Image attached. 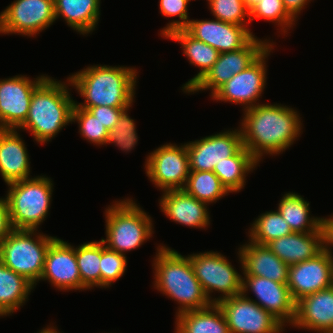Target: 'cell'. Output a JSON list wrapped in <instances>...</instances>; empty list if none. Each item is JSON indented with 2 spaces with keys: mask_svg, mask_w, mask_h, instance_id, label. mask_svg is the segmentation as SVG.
Masks as SVG:
<instances>
[{
  "mask_svg": "<svg viewBox=\"0 0 333 333\" xmlns=\"http://www.w3.org/2000/svg\"><path fill=\"white\" fill-rule=\"evenodd\" d=\"M261 0H243L246 8L250 10L253 6H255Z\"/></svg>",
  "mask_w": 333,
  "mask_h": 333,
  "instance_id": "ee69618b",
  "label": "cell"
},
{
  "mask_svg": "<svg viewBox=\"0 0 333 333\" xmlns=\"http://www.w3.org/2000/svg\"><path fill=\"white\" fill-rule=\"evenodd\" d=\"M56 238L36 230L13 229L0 242V261L36 286L43 273L47 250Z\"/></svg>",
  "mask_w": 333,
  "mask_h": 333,
  "instance_id": "52a82bcc",
  "label": "cell"
},
{
  "mask_svg": "<svg viewBox=\"0 0 333 333\" xmlns=\"http://www.w3.org/2000/svg\"><path fill=\"white\" fill-rule=\"evenodd\" d=\"M75 121L79 124V132L83 138L98 146L106 144L108 130L87 109L79 108L74 104L72 122Z\"/></svg>",
  "mask_w": 333,
  "mask_h": 333,
  "instance_id": "e575fe53",
  "label": "cell"
},
{
  "mask_svg": "<svg viewBox=\"0 0 333 333\" xmlns=\"http://www.w3.org/2000/svg\"><path fill=\"white\" fill-rule=\"evenodd\" d=\"M157 250L153 260L154 287L179 303L176 316L210 306L212 302L194 275L190 258L166 246H158Z\"/></svg>",
  "mask_w": 333,
  "mask_h": 333,
  "instance_id": "3957f363",
  "label": "cell"
},
{
  "mask_svg": "<svg viewBox=\"0 0 333 333\" xmlns=\"http://www.w3.org/2000/svg\"><path fill=\"white\" fill-rule=\"evenodd\" d=\"M267 247L289 266L306 261L324 250L322 228L308 233L292 232L269 242Z\"/></svg>",
  "mask_w": 333,
  "mask_h": 333,
  "instance_id": "cb8c5ba5",
  "label": "cell"
},
{
  "mask_svg": "<svg viewBox=\"0 0 333 333\" xmlns=\"http://www.w3.org/2000/svg\"><path fill=\"white\" fill-rule=\"evenodd\" d=\"M273 50V44L248 68L235 74L211 97L217 101L242 104L244 110L254 107L262 96L266 84V58Z\"/></svg>",
  "mask_w": 333,
  "mask_h": 333,
  "instance_id": "4fadbf2b",
  "label": "cell"
},
{
  "mask_svg": "<svg viewBox=\"0 0 333 333\" xmlns=\"http://www.w3.org/2000/svg\"><path fill=\"white\" fill-rule=\"evenodd\" d=\"M184 190L208 205L230 193L213 171H190Z\"/></svg>",
  "mask_w": 333,
  "mask_h": 333,
  "instance_id": "1f68e13d",
  "label": "cell"
},
{
  "mask_svg": "<svg viewBox=\"0 0 333 333\" xmlns=\"http://www.w3.org/2000/svg\"><path fill=\"white\" fill-rule=\"evenodd\" d=\"M244 275H255L287 284L289 265L280 260L267 245L249 243L238 249Z\"/></svg>",
  "mask_w": 333,
  "mask_h": 333,
  "instance_id": "7402d4cb",
  "label": "cell"
},
{
  "mask_svg": "<svg viewBox=\"0 0 333 333\" xmlns=\"http://www.w3.org/2000/svg\"><path fill=\"white\" fill-rule=\"evenodd\" d=\"M84 98L79 108L95 106L131 107L135 95L137 70L124 66L93 65L67 78Z\"/></svg>",
  "mask_w": 333,
  "mask_h": 333,
  "instance_id": "7a4b0ae2",
  "label": "cell"
},
{
  "mask_svg": "<svg viewBox=\"0 0 333 333\" xmlns=\"http://www.w3.org/2000/svg\"><path fill=\"white\" fill-rule=\"evenodd\" d=\"M40 280H48L58 290H81L76 248L56 238L47 250Z\"/></svg>",
  "mask_w": 333,
  "mask_h": 333,
  "instance_id": "d6986e66",
  "label": "cell"
},
{
  "mask_svg": "<svg viewBox=\"0 0 333 333\" xmlns=\"http://www.w3.org/2000/svg\"><path fill=\"white\" fill-rule=\"evenodd\" d=\"M106 239L104 245L118 253L131 251L152 237L153 223L150 215L132 199L115 201L105 211Z\"/></svg>",
  "mask_w": 333,
  "mask_h": 333,
  "instance_id": "8992f818",
  "label": "cell"
},
{
  "mask_svg": "<svg viewBox=\"0 0 333 333\" xmlns=\"http://www.w3.org/2000/svg\"><path fill=\"white\" fill-rule=\"evenodd\" d=\"M321 228L323 233L324 250L333 257L329 247L330 245L333 246V216H330L329 218L322 217Z\"/></svg>",
  "mask_w": 333,
  "mask_h": 333,
  "instance_id": "b9f144b4",
  "label": "cell"
},
{
  "mask_svg": "<svg viewBox=\"0 0 333 333\" xmlns=\"http://www.w3.org/2000/svg\"><path fill=\"white\" fill-rule=\"evenodd\" d=\"M248 288L254 292L258 300H253V302L271 313L283 325L293 323L296 303L291 297L287 284L255 275H244L242 277V293H248Z\"/></svg>",
  "mask_w": 333,
  "mask_h": 333,
  "instance_id": "e0dca14e",
  "label": "cell"
},
{
  "mask_svg": "<svg viewBox=\"0 0 333 333\" xmlns=\"http://www.w3.org/2000/svg\"><path fill=\"white\" fill-rule=\"evenodd\" d=\"M301 195L293 192L286 193L278 205V211L288 223L292 232L308 233L317 231L321 227V219L310 218V207Z\"/></svg>",
  "mask_w": 333,
  "mask_h": 333,
  "instance_id": "f546056e",
  "label": "cell"
},
{
  "mask_svg": "<svg viewBox=\"0 0 333 333\" xmlns=\"http://www.w3.org/2000/svg\"><path fill=\"white\" fill-rule=\"evenodd\" d=\"M10 223L16 230H38L48 215L53 182L43 176L7 184Z\"/></svg>",
  "mask_w": 333,
  "mask_h": 333,
  "instance_id": "5b68a950",
  "label": "cell"
},
{
  "mask_svg": "<svg viewBox=\"0 0 333 333\" xmlns=\"http://www.w3.org/2000/svg\"><path fill=\"white\" fill-rule=\"evenodd\" d=\"M209 9L214 18L225 23H231L240 26H246L249 20V10L246 8L243 0H207ZM248 20H245L246 18ZM246 22V23H245Z\"/></svg>",
  "mask_w": 333,
  "mask_h": 333,
  "instance_id": "d590c367",
  "label": "cell"
},
{
  "mask_svg": "<svg viewBox=\"0 0 333 333\" xmlns=\"http://www.w3.org/2000/svg\"><path fill=\"white\" fill-rule=\"evenodd\" d=\"M254 18L278 23V27L280 26L284 33H287L293 24L295 25V21L285 10L282 0H261L249 10V20L253 21Z\"/></svg>",
  "mask_w": 333,
  "mask_h": 333,
  "instance_id": "836d02e7",
  "label": "cell"
},
{
  "mask_svg": "<svg viewBox=\"0 0 333 333\" xmlns=\"http://www.w3.org/2000/svg\"><path fill=\"white\" fill-rule=\"evenodd\" d=\"M333 285V257L323 250L316 257L289 266L287 286L296 303Z\"/></svg>",
  "mask_w": 333,
  "mask_h": 333,
  "instance_id": "2e32d148",
  "label": "cell"
},
{
  "mask_svg": "<svg viewBox=\"0 0 333 333\" xmlns=\"http://www.w3.org/2000/svg\"><path fill=\"white\" fill-rule=\"evenodd\" d=\"M129 108L130 107L95 106L90 107L88 111L92 113L108 131H110L116 125L121 114Z\"/></svg>",
  "mask_w": 333,
  "mask_h": 333,
  "instance_id": "ab89813d",
  "label": "cell"
},
{
  "mask_svg": "<svg viewBox=\"0 0 333 333\" xmlns=\"http://www.w3.org/2000/svg\"><path fill=\"white\" fill-rule=\"evenodd\" d=\"M76 260L81 276V289L101 287V240L86 242L76 247Z\"/></svg>",
  "mask_w": 333,
  "mask_h": 333,
  "instance_id": "4dcf8cb0",
  "label": "cell"
},
{
  "mask_svg": "<svg viewBox=\"0 0 333 333\" xmlns=\"http://www.w3.org/2000/svg\"><path fill=\"white\" fill-rule=\"evenodd\" d=\"M55 328L56 327H54V326H49L45 329L40 330L39 333H60V332H57V330Z\"/></svg>",
  "mask_w": 333,
  "mask_h": 333,
  "instance_id": "f6af8a7d",
  "label": "cell"
},
{
  "mask_svg": "<svg viewBox=\"0 0 333 333\" xmlns=\"http://www.w3.org/2000/svg\"><path fill=\"white\" fill-rule=\"evenodd\" d=\"M185 30L219 53L236 51L245 47L255 36L245 26L221 20H190Z\"/></svg>",
  "mask_w": 333,
  "mask_h": 333,
  "instance_id": "ac0fdd59",
  "label": "cell"
},
{
  "mask_svg": "<svg viewBox=\"0 0 333 333\" xmlns=\"http://www.w3.org/2000/svg\"><path fill=\"white\" fill-rule=\"evenodd\" d=\"M46 77L32 80L16 75L0 80V129L17 130L25 122L33 91Z\"/></svg>",
  "mask_w": 333,
  "mask_h": 333,
  "instance_id": "5bb4252c",
  "label": "cell"
},
{
  "mask_svg": "<svg viewBox=\"0 0 333 333\" xmlns=\"http://www.w3.org/2000/svg\"><path fill=\"white\" fill-rule=\"evenodd\" d=\"M65 83L47 76L33 91L28 116L17 130H29L35 141L45 144L72 123L75 100Z\"/></svg>",
  "mask_w": 333,
  "mask_h": 333,
  "instance_id": "277c9868",
  "label": "cell"
},
{
  "mask_svg": "<svg viewBox=\"0 0 333 333\" xmlns=\"http://www.w3.org/2000/svg\"><path fill=\"white\" fill-rule=\"evenodd\" d=\"M271 45L270 41H262L255 36L245 47L239 50L220 53L218 60L211 69L188 93L210 89L212 96L235 74L242 72L254 63Z\"/></svg>",
  "mask_w": 333,
  "mask_h": 333,
  "instance_id": "7c38bea8",
  "label": "cell"
},
{
  "mask_svg": "<svg viewBox=\"0 0 333 333\" xmlns=\"http://www.w3.org/2000/svg\"><path fill=\"white\" fill-rule=\"evenodd\" d=\"M55 20L54 0H15L0 13V33L31 37Z\"/></svg>",
  "mask_w": 333,
  "mask_h": 333,
  "instance_id": "8fae6325",
  "label": "cell"
},
{
  "mask_svg": "<svg viewBox=\"0 0 333 333\" xmlns=\"http://www.w3.org/2000/svg\"><path fill=\"white\" fill-rule=\"evenodd\" d=\"M176 333H230L223 311L212 303L210 306L176 316Z\"/></svg>",
  "mask_w": 333,
  "mask_h": 333,
  "instance_id": "4316f807",
  "label": "cell"
},
{
  "mask_svg": "<svg viewBox=\"0 0 333 333\" xmlns=\"http://www.w3.org/2000/svg\"><path fill=\"white\" fill-rule=\"evenodd\" d=\"M126 109L120 116L116 125L108 131L106 144L114 143L122 151H131L138 141L134 119L128 116Z\"/></svg>",
  "mask_w": 333,
  "mask_h": 333,
  "instance_id": "74e56055",
  "label": "cell"
},
{
  "mask_svg": "<svg viewBox=\"0 0 333 333\" xmlns=\"http://www.w3.org/2000/svg\"><path fill=\"white\" fill-rule=\"evenodd\" d=\"M258 161L243 146L234 156L226 158L214 167L213 172L230 192L241 191L245 187L246 176L256 168Z\"/></svg>",
  "mask_w": 333,
  "mask_h": 333,
  "instance_id": "f1b7e54d",
  "label": "cell"
},
{
  "mask_svg": "<svg viewBox=\"0 0 333 333\" xmlns=\"http://www.w3.org/2000/svg\"><path fill=\"white\" fill-rule=\"evenodd\" d=\"M12 230L7 199L5 197L0 198V242H2Z\"/></svg>",
  "mask_w": 333,
  "mask_h": 333,
  "instance_id": "60d3db41",
  "label": "cell"
},
{
  "mask_svg": "<svg viewBox=\"0 0 333 333\" xmlns=\"http://www.w3.org/2000/svg\"><path fill=\"white\" fill-rule=\"evenodd\" d=\"M190 171H213L242 147L241 129L226 130L186 143Z\"/></svg>",
  "mask_w": 333,
  "mask_h": 333,
  "instance_id": "9a60e30c",
  "label": "cell"
},
{
  "mask_svg": "<svg viewBox=\"0 0 333 333\" xmlns=\"http://www.w3.org/2000/svg\"><path fill=\"white\" fill-rule=\"evenodd\" d=\"M166 38L179 42L182 46L183 53L185 54L190 64L200 68V71L192 79L183 85V91H188L201 80L211 67L218 60L219 52L212 48L210 45L195 39L185 29L173 31Z\"/></svg>",
  "mask_w": 333,
  "mask_h": 333,
  "instance_id": "484cf974",
  "label": "cell"
},
{
  "mask_svg": "<svg viewBox=\"0 0 333 333\" xmlns=\"http://www.w3.org/2000/svg\"><path fill=\"white\" fill-rule=\"evenodd\" d=\"M285 10L288 15L296 22L298 15L304 6L308 4L311 0H282Z\"/></svg>",
  "mask_w": 333,
  "mask_h": 333,
  "instance_id": "7bdbcfd3",
  "label": "cell"
},
{
  "mask_svg": "<svg viewBox=\"0 0 333 333\" xmlns=\"http://www.w3.org/2000/svg\"><path fill=\"white\" fill-rule=\"evenodd\" d=\"M191 0H159L160 13L165 17H179V20H172L166 27L162 28L161 36L167 37L173 31L185 29L190 21L188 16V3Z\"/></svg>",
  "mask_w": 333,
  "mask_h": 333,
  "instance_id": "f35d334b",
  "label": "cell"
},
{
  "mask_svg": "<svg viewBox=\"0 0 333 333\" xmlns=\"http://www.w3.org/2000/svg\"><path fill=\"white\" fill-rule=\"evenodd\" d=\"M217 305L223 311L230 333H281L285 329L246 293L222 299Z\"/></svg>",
  "mask_w": 333,
  "mask_h": 333,
  "instance_id": "9c48e42d",
  "label": "cell"
},
{
  "mask_svg": "<svg viewBox=\"0 0 333 333\" xmlns=\"http://www.w3.org/2000/svg\"><path fill=\"white\" fill-rule=\"evenodd\" d=\"M101 0H54L55 19L63 17L67 25L85 35L99 22Z\"/></svg>",
  "mask_w": 333,
  "mask_h": 333,
  "instance_id": "d4e9b609",
  "label": "cell"
},
{
  "mask_svg": "<svg viewBox=\"0 0 333 333\" xmlns=\"http://www.w3.org/2000/svg\"><path fill=\"white\" fill-rule=\"evenodd\" d=\"M126 265L125 254L107 248L101 241V288H107L121 278L125 273Z\"/></svg>",
  "mask_w": 333,
  "mask_h": 333,
  "instance_id": "8d00e7d4",
  "label": "cell"
},
{
  "mask_svg": "<svg viewBox=\"0 0 333 333\" xmlns=\"http://www.w3.org/2000/svg\"><path fill=\"white\" fill-rule=\"evenodd\" d=\"M34 286L0 261V317L18 310Z\"/></svg>",
  "mask_w": 333,
  "mask_h": 333,
  "instance_id": "83f0119b",
  "label": "cell"
},
{
  "mask_svg": "<svg viewBox=\"0 0 333 333\" xmlns=\"http://www.w3.org/2000/svg\"><path fill=\"white\" fill-rule=\"evenodd\" d=\"M240 129L243 146L260 162L264 154H280L293 145L302 123L294 108L267 103L244 110Z\"/></svg>",
  "mask_w": 333,
  "mask_h": 333,
  "instance_id": "6da1fadb",
  "label": "cell"
},
{
  "mask_svg": "<svg viewBox=\"0 0 333 333\" xmlns=\"http://www.w3.org/2000/svg\"><path fill=\"white\" fill-rule=\"evenodd\" d=\"M194 275L200 282L206 296L212 303L242 293V275L220 252L207 251L188 255ZM221 292L218 298L210 293Z\"/></svg>",
  "mask_w": 333,
  "mask_h": 333,
  "instance_id": "ba28073f",
  "label": "cell"
},
{
  "mask_svg": "<svg viewBox=\"0 0 333 333\" xmlns=\"http://www.w3.org/2000/svg\"><path fill=\"white\" fill-rule=\"evenodd\" d=\"M291 326L318 333H333V285L298 300Z\"/></svg>",
  "mask_w": 333,
  "mask_h": 333,
  "instance_id": "ffe728a7",
  "label": "cell"
},
{
  "mask_svg": "<svg viewBox=\"0 0 333 333\" xmlns=\"http://www.w3.org/2000/svg\"><path fill=\"white\" fill-rule=\"evenodd\" d=\"M24 140L15 129H0V174L6 184L30 178Z\"/></svg>",
  "mask_w": 333,
  "mask_h": 333,
  "instance_id": "603a6c76",
  "label": "cell"
},
{
  "mask_svg": "<svg viewBox=\"0 0 333 333\" xmlns=\"http://www.w3.org/2000/svg\"><path fill=\"white\" fill-rule=\"evenodd\" d=\"M159 204L162 212L176 223L203 229L210 225L208 204L184 189L164 191Z\"/></svg>",
  "mask_w": 333,
  "mask_h": 333,
  "instance_id": "44dd1931",
  "label": "cell"
},
{
  "mask_svg": "<svg viewBox=\"0 0 333 333\" xmlns=\"http://www.w3.org/2000/svg\"><path fill=\"white\" fill-rule=\"evenodd\" d=\"M146 174L163 192L184 189L190 173L186 144L167 143L146 157Z\"/></svg>",
  "mask_w": 333,
  "mask_h": 333,
  "instance_id": "30bf717a",
  "label": "cell"
},
{
  "mask_svg": "<svg viewBox=\"0 0 333 333\" xmlns=\"http://www.w3.org/2000/svg\"><path fill=\"white\" fill-rule=\"evenodd\" d=\"M292 233L288 223L278 210L266 211L256 218L249 231V240L260 245Z\"/></svg>",
  "mask_w": 333,
  "mask_h": 333,
  "instance_id": "d6a6232c",
  "label": "cell"
}]
</instances>
